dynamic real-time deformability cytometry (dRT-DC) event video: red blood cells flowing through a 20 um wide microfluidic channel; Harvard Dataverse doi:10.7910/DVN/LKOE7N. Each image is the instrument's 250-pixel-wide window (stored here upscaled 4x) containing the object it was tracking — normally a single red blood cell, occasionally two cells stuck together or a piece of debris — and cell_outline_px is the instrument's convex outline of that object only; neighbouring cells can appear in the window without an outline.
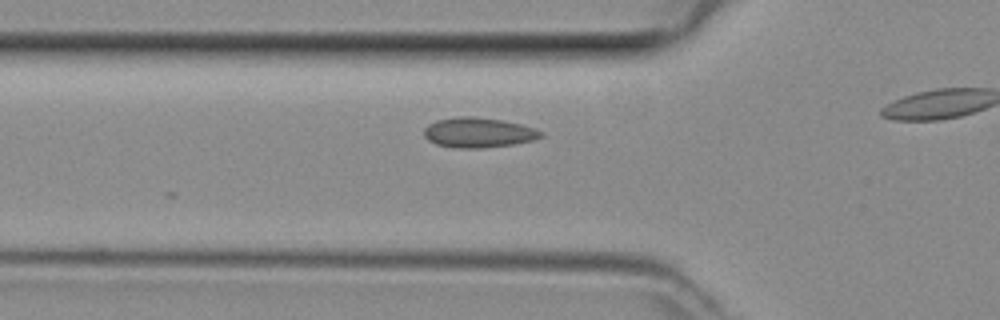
{"species": "common noctule bat (a hibernating species)", "species_latin": "Nyctalus noctula", "temperature_condition": "room temperature", "stored_images_in_passage": 12, "camera_frame_rate_fps": 3000, "um_per_image_px": 0.085, "animal": {"sex": "female", "body_mass_g": 29.2, "forearm_length_mm": 56.3}, "frame": {"image": 1, "passage_image": 8, "time_ms": 2.333, "image_size_px": [1000, 320], "cell_outline_px": [[544, 136], [532, 140], [512, 144], [480, 148], [452, 148], [436, 144], [428, 140], [424, 136], [424, 128], [428, 124], [436, 120], [456, 116], [472, 116], [504, 120], [536, 128], [544, 132]], "centroid_in_image_um": [40.65, 11.26], "position_along_channel_um": 85.1, "area_um2": 20.63}}
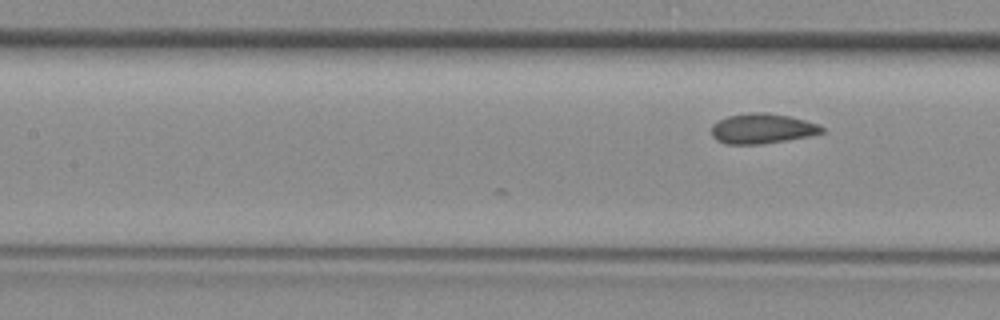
{"frame": {"image": 2, "passage_image": 12, "time_ms": 3.667, "image_size_px": [1000, 320], "cell_outline_px": [[824, 132], [808, 136], [760, 144], [724, 144], [716, 140], [712, 136], [712, 124], [728, 116], [752, 112], [768, 112], [788, 116], [804, 120], [816, 124], [824, 128]], "centroid_in_image_um": [64.74, 10.93], "position_along_channel_um": 142.7, "area_um2": 19.13}}